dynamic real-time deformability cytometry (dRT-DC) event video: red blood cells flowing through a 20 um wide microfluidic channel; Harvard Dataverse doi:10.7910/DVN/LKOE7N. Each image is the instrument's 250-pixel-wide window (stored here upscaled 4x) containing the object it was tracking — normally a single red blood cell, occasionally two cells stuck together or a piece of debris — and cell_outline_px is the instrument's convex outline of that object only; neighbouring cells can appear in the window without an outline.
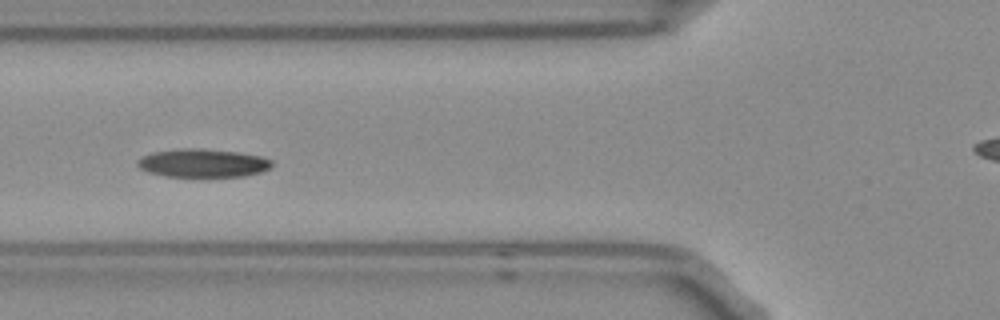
{"species": "Egyptian fruit bat (a non-hibernating species)", "species_latin": "Rousettus aegyptiacus", "temperature_condition": "room temperature", "stored_images_in_passage": 10, "camera_frame_rate_fps": 3000, "um_per_image_px": 0.085, "frame": {"image": 1, "passage_image": 6, "time_ms": 1.667, "image_size_px": [1000, 320], "cell_outline_px": [[272, 164], [268, 168], [260, 172], [244, 176], [164, 176], [148, 172], [140, 168], [136, 164], [136, 160], [152, 152], [184, 148], [192, 148], [236, 152], [260, 156], [272, 160]], "centroid_in_image_um": [17.2, 13.86], "position_along_channel_um": 108.6, "area_um2": 21.85}}
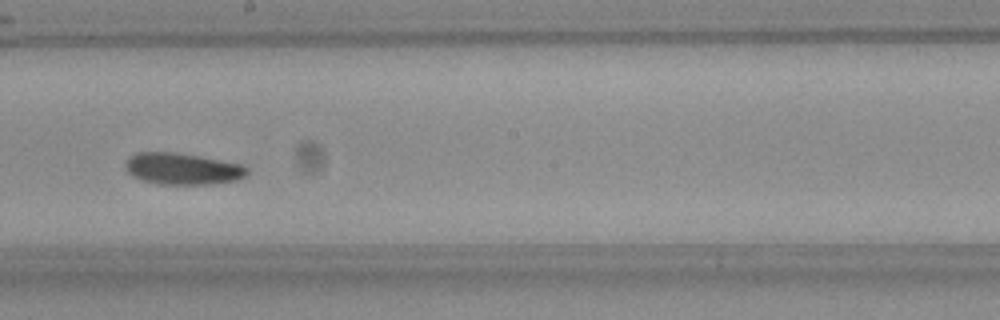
{"frame": {"image": 2, "passage_image": 9, "time_ms": 2.667, "image_size_px": [1000, 320], "cell_outline_px": [[248, 172], [244, 176], [236, 180], [212, 184], [156, 184], [140, 180], [132, 176], [128, 172], [128, 156], [136, 152], [172, 152], [200, 156], [240, 164], [248, 168]], "centroid_in_image_um": [15.5, 14.35], "position_along_channel_um": 232.7, "area_um2": 22.25}}